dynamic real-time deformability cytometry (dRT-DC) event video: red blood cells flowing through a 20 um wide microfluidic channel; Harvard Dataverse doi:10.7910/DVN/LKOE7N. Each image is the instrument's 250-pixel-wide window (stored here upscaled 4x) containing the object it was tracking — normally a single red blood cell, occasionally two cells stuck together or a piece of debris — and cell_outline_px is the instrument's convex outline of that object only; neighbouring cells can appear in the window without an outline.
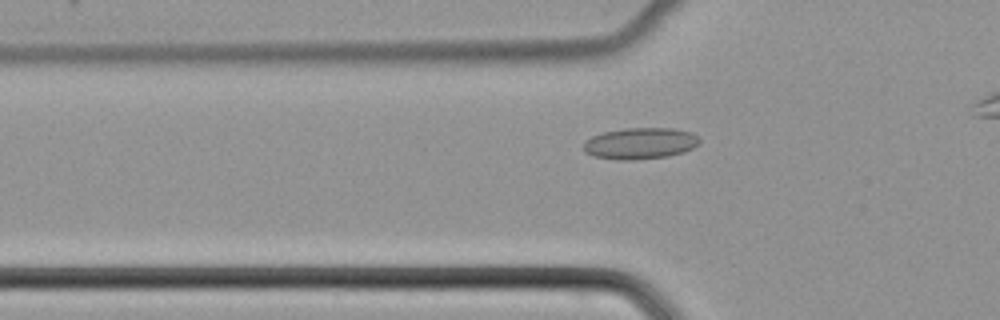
{"species": "common noctule bat (a hibernating species)", "species_latin": "Nyctalus noctula", "temperature_condition": "cold", "stored_images_in_passage": 37, "camera_frame_rate_fps": 3000, "um_per_image_px": 0.085, "animal": {"sex": "female", "body_mass_g": 22.7, "forearm_length_mm": 54.2}, "frame": {"image": 1, "passage_image": 12, "time_ms": 3.667, "image_size_px": [1000, 320], "cell_outline_px": [[700, 144], [684, 152], [668, 156], [632, 160], [616, 160], [592, 156], [584, 152], [584, 140], [592, 136], [604, 132], [624, 128], [672, 128], [692, 132], [700, 140]], "centroid_in_image_um": [54.4, 12.19], "position_along_channel_um": 71.4, "area_um2": 21.39}}
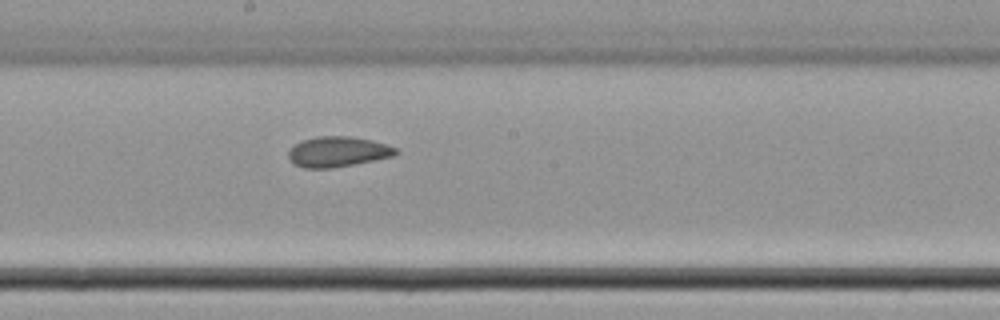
{"frame": {"image": 2, "passage_image": 23, "time_ms": 7.333, "image_size_px": [1000, 320], "cell_outline_px": [[400, 152], [392, 156], [332, 168], [304, 168], [292, 164], [288, 160], [288, 152], [300, 140], [316, 136], [348, 136], [372, 140], [388, 144], [396, 148]], "centroid_in_image_um": [28.68, 12.89], "position_along_channel_um": 219.5, "area_um2": 19.02}}
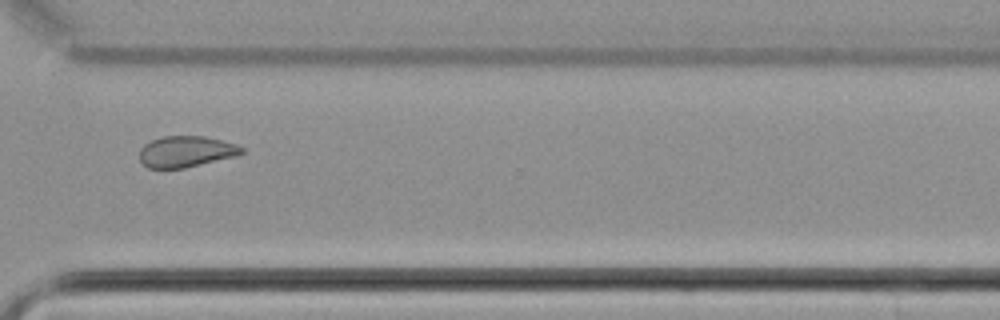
{"frame": {"image": 3, "passage_image": 33, "time_ms": 10.667, "image_size_px": [1000, 320], "cell_outline_px": [[244, 152], [236, 156], [184, 168], [148, 168], [140, 160], [140, 148], [144, 144], [152, 140], [164, 136], [204, 136], [236, 144], [244, 148]], "centroid_in_image_um": [15.81, 12.88], "position_along_channel_um": 354.8, "area_um2": 18.44}}